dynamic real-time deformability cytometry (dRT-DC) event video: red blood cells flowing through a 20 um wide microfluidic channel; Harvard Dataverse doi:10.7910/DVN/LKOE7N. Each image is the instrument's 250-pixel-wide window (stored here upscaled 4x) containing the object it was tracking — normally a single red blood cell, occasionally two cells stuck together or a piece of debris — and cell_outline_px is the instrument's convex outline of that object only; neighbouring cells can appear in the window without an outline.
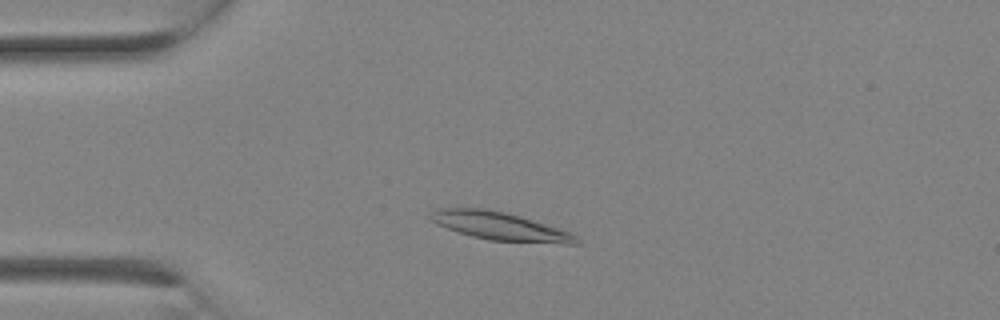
{"species": "Egyptian fruit bat (a non-hibernating species)", "species_latin": "Rousettus aegyptiacus", "temperature_condition": "room temperature", "stored_images_in_passage": 2, "camera_frame_rate_fps": 3000, "um_per_image_px": 0.085, "animal": {"sex": "female"}, "frame": {"image": 1, "passage_image": 2, "time_ms": 0.333, "image_size_px": [1000, 320], "cell_outline_px": [[580, 244], [564, 244], [488, 240], [472, 236], [436, 224], [428, 220], [428, 212], [436, 208], [484, 208], [504, 212], [520, 216], [568, 232], [576, 236], [580, 240]], "centroid_in_image_um": [42.42, 19.22], "position_along_channel_um": 42.6, "area_um2": 23.81}}